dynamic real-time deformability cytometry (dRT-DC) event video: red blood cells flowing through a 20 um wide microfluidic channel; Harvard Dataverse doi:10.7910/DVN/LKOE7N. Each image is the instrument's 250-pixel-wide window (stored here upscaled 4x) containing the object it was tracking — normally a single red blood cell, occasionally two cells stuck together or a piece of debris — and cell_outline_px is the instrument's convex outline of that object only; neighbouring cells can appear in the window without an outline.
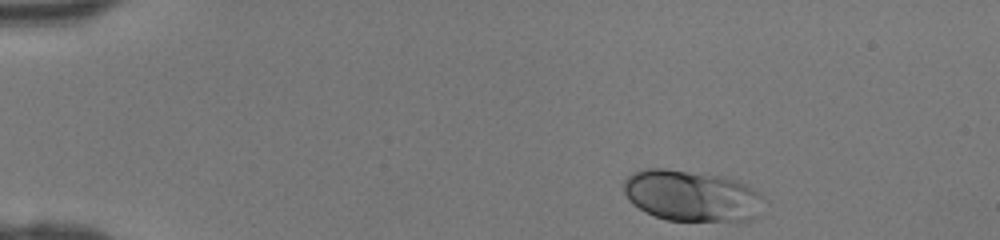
{"species": "human", "species_latin": "Homo sapiens", "temperature_condition": "room temperature", "stored_images_in_passage": 39, "camera_frame_rate_fps": 3000, "um_per_image_px": 0.085, "donor": {"sex": "female"}, "frame": {"image": 1, "passage_image": 1, "time_ms": 0.0, "image_size_px": [1000, 240], "cell_outline_px": [[768, 200], [756, 220], [668, 220], [656, 216], [632, 204], [628, 200], [624, 192], [624, 180], [632, 172], [648, 168], [664, 168], [728, 176], [760, 192]], "centroid_in_image_um": [58.86, 16.63], "position_along_channel_um": 26.1, "area_um2": 42.25}}
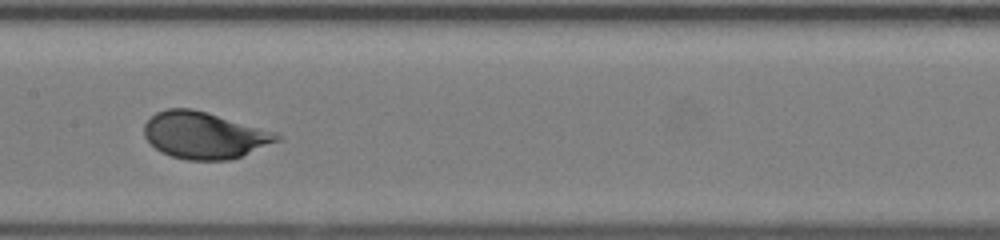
{"frame": {"image": 2, "passage_image": 18, "time_ms": 5.667, "image_size_px": [1000, 240], "cell_outline_px": [[280, 140], [240, 156], [228, 160], [188, 160], [172, 156], [160, 152], [144, 136], [144, 124], [156, 112], [168, 108], [192, 108], [276, 132], [280, 136]], "centroid_in_image_um": [17.34, 11.49], "position_along_channel_um": 190.1, "area_um2": 35.78}}
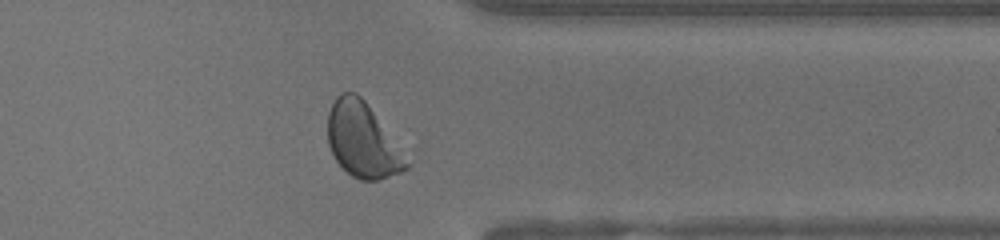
{"frame": {"image": 3, "passage_image": 31, "time_ms": 10.0, "image_size_px": [1000, 240], "cell_outline_px": [[408, 168], [400, 172], [376, 180], [360, 180], [352, 176], [336, 160], [328, 144], [328, 112], [336, 96], [340, 92], [356, 92], [364, 100], [408, 164]], "centroid_in_image_um": [30.72, 11.91], "position_along_channel_um": 380.7, "area_um2": 32.77}}